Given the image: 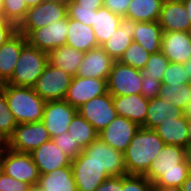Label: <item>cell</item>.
<instances>
[{
  "instance_id": "obj_33",
  "label": "cell",
  "mask_w": 191,
  "mask_h": 191,
  "mask_svg": "<svg viewBox=\"0 0 191 191\" xmlns=\"http://www.w3.org/2000/svg\"><path fill=\"white\" fill-rule=\"evenodd\" d=\"M158 96L160 98L167 99L174 106L185 111L191 102V83L187 85L180 83V85L175 86L161 84Z\"/></svg>"
},
{
  "instance_id": "obj_8",
  "label": "cell",
  "mask_w": 191,
  "mask_h": 191,
  "mask_svg": "<svg viewBox=\"0 0 191 191\" xmlns=\"http://www.w3.org/2000/svg\"><path fill=\"white\" fill-rule=\"evenodd\" d=\"M142 71L115 61L107 80V91L112 96L141 94Z\"/></svg>"
},
{
  "instance_id": "obj_58",
  "label": "cell",
  "mask_w": 191,
  "mask_h": 191,
  "mask_svg": "<svg viewBox=\"0 0 191 191\" xmlns=\"http://www.w3.org/2000/svg\"><path fill=\"white\" fill-rule=\"evenodd\" d=\"M63 3H65L66 5H69L71 3H76L77 0H61Z\"/></svg>"
},
{
  "instance_id": "obj_2",
  "label": "cell",
  "mask_w": 191,
  "mask_h": 191,
  "mask_svg": "<svg viewBox=\"0 0 191 191\" xmlns=\"http://www.w3.org/2000/svg\"><path fill=\"white\" fill-rule=\"evenodd\" d=\"M164 145L154 129L140 127L124 152L127 175H143Z\"/></svg>"
},
{
  "instance_id": "obj_25",
  "label": "cell",
  "mask_w": 191,
  "mask_h": 191,
  "mask_svg": "<svg viewBox=\"0 0 191 191\" xmlns=\"http://www.w3.org/2000/svg\"><path fill=\"white\" fill-rule=\"evenodd\" d=\"M66 45L84 53L99 47L92 26L71 18H68Z\"/></svg>"
},
{
  "instance_id": "obj_12",
  "label": "cell",
  "mask_w": 191,
  "mask_h": 191,
  "mask_svg": "<svg viewBox=\"0 0 191 191\" xmlns=\"http://www.w3.org/2000/svg\"><path fill=\"white\" fill-rule=\"evenodd\" d=\"M68 34V17L52 22L45 27L32 30L27 36V43L41 51L49 53L60 46L66 45Z\"/></svg>"
},
{
  "instance_id": "obj_30",
  "label": "cell",
  "mask_w": 191,
  "mask_h": 191,
  "mask_svg": "<svg viewBox=\"0 0 191 191\" xmlns=\"http://www.w3.org/2000/svg\"><path fill=\"white\" fill-rule=\"evenodd\" d=\"M121 18L120 15L114 14L104 6L95 10L92 29L98 46H101L115 33Z\"/></svg>"
},
{
  "instance_id": "obj_37",
  "label": "cell",
  "mask_w": 191,
  "mask_h": 191,
  "mask_svg": "<svg viewBox=\"0 0 191 191\" xmlns=\"http://www.w3.org/2000/svg\"><path fill=\"white\" fill-rule=\"evenodd\" d=\"M28 9L25 0H4L2 13L5 20L13 22L18 27L25 19Z\"/></svg>"
},
{
  "instance_id": "obj_14",
  "label": "cell",
  "mask_w": 191,
  "mask_h": 191,
  "mask_svg": "<svg viewBox=\"0 0 191 191\" xmlns=\"http://www.w3.org/2000/svg\"><path fill=\"white\" fill-rule=\"evenodd\" d=\"M107 92V80L74 76L70 82L64 100L72 107L80 106Z\"/></svg>"
},
{
  "instance_id": "obj_53",
  "label": "cell",
  "mask_w": 191,
  "mask_h": 191,
  "mask_svg": "<svg viewBox=\"0 0 191 191\" xmlns=\"http://www.w3.org/2000/svg\"><path fill=\"white\" fill-rule=\"evenodd\" d=\"M44 0H25L28 8L34 7L36 5H39L41 2H43Z\"/></svg>"
},
{
  "instance_id": "obj_57",
  "label": "cell",
  "mask_w": 191,
  "mask_h": 191,
  "mask_svg": "<svg viewBox=\"0 0 191 191\" xmlns=\"http://www.w3.org/2000/svg\"><path fill=\"white\" fill-rule=\"evenodd\" d=\"M4 173V163L3 160H0V177L3 175Z\"/></svg>"
},
{
  "instance_id": "obj_42",
  "label": "cell",
  "mask_w": 191,
  "mask_h": 191,
  "mask_svg": "<svg viewBox=\"0 0 191 191\" xmlns=\"http://www.w3.org/2000/svg\"><path fill=\"white\" fill-rule=\"evenodd\" d=\"M141 81H142L141 94L146 99H153L159 95L161 84H162L161 81L157 79H153V78H147V76L143 73H142Z\"/></svg>"
},
{
  "instance_id": "obj_36",
  "label": "cell",
  "mask_w": 191,
  "mask_h": 191,
  "mask_svg": "<svg viewBox=\"0 0 191 191\" xmlns=\"http://www.w3.org/2000/svg\"><path fill=\"white\" fill-rule=\"evenodd\" d=\"M169 63V59L161 51L153 53L150 55L142 72L147 76V78L157 79L162 82L164 72Z\"/></svg>"
},
{
  "instance_id": "obj_29",
  "label": "cell",
  "mask_w": 191,
  "mask_h": 191,
  "mask_svg": "<svg viewBox=\"0 0 191 191\" xmlns=\"http://www.w3.org/2000/svg\"><path fill=\"white\" fill-rule=\"evenodd\" d=\"M84 54V52L78 51L73 47L63 45L48 53V63L59 67L74 77L83 60Z\"/></svg>"
},
{
  "instance_id": "obj_51",
  "label": "cell",
  "mask_w": 191,
  "mask_h": 191,
  "mask_svg": "<svg viewBox=\"0 0 191 191\" xmlns=\"http://www.w3.org/2000/svg\"><path fill=\"white\" fill-rule=\"evenodd\" d=\"M154 191H182L181 187L169 186L163 188H154Z\"/></svg>"
},
{
  "instance_id": "obj_31",
  "label": "cell",
  "mask_w": 191,
  "mask_h": 191,
  "mask_svg": "<svg viewBox=\"0 0 191 191\" xmlns=\"http://www.w3.org/2000/svg\"><path fill=\"white\" fill-rule=\"evenodd\" d=\"M164 0H131L126 18L136 22L158 21Z\"/></svg>"
},
{
  "instance_id": "obj_11",
  "label": "cell",
  "mask_w": 191,
  "mask_h": 191,
  "mask_svg": "<svg viewBox=\"0 0 191 191\" xmlns=\"http://www.w3.org/2000/svg\"><path fill=\"white\" fill-rule=\"evenodd\" d=\"M71 168L77 191H95L104 180L111 177L100 165L89 161L83 152L71 161Z\"/></svg>"
},
{
  "instance_id": "obj_27",
  "label": "cell",
  "mask_w": 191,
  "mask_h": 191,
  "mask_svg": "<svg viewBox=\"0 0 191 191\" xmlns=\"http://www.w3.org/2000/svg\"><path fill=\"white\" fill-rule=\"evenodd\" d=\"M165 144L185 148L189 144L188 117L180 116L174 121L164 122L154 129Z\"/></svg>"
},
{
  "instance_id": "obj_60",
  "label": "cell",
  "mask_w": 191,
  "mask_h": 191,
  "mask_svg": "<svg viewBox=\"0 0 191 191\" xmlns=\"http://www.w3.org/2000/svg\"><path fill=\"white\" fill-rule=\"evenodd\" d=\"M3 1L4 0H0V8H2V6H3Z\"/></svg>"
},
{
  "instance_id": "obj_47",
  "label": "cell",
  "mask_w": 191,
  "mask_h": 191,
  "mask_svg": "<svg viewBox=\"0 0 191 191\" xmlns=\"http://www.w3.org/2000/svg\"><path fill=\"white\" fill-rule=\"evenodd\" d=\"M76 4L82 8L98 10L99 8L103 7V0H77Z\"/></svg>"
},
{
  "instance_id": "obj_3",
  "label": "cell",
  "mask_w": 191,
  "mask_h": 191,
  "mask_svg": "<svg viewBox=\"0 0 191 191\" xmlns=\"http://www.w3.org/2000/svg\"><path fill=\"white\" fill-rule=\"evenodd\" d=\"M0 89L4 92L10 111L19 123L40 122L46 101L32 87H18L3 83Z\"/></svg>"
},
{
  "instance_id": "obj_6",
  "label": "cell",
  "mask_w": 191,
  "mask_h": 191,
  "mask_svg": "<svg viewBox=\"0 0 191 191\" xmlns=\"http://www.w3.org/2000/svg\"><path fill=\"white\" fill-rule=\"evenodd\" d=\"M82 152L89 157V161L100 165L111 177L127 175L124 153L112 148L99 137Z\"/></svg>"
},
{
  "instance_id": "obj_41",
  "label": "cell",
  "mask_w": 191,
  "mask_h": 191,
  "mask_svg": "<svg viewBox=\"0 0 191 191\" xmlns=\"http://www.w3.org/2000/svg\"><path fill=\"white\" fill-rule=\"evenodd\" d=\"M94 12L95 10L82 8L76 3L67 5V17L78 20L87 26H93Z\"/></svg>"
},
{
  "instance_id": "obj_40",
  "label": "cell",
  "mask_w": 191,
  "mask_h": 191,
  "mask_svg": "<svg viewBox=\"0 0 191 191\" xmlns=\"http://www.w3.org/2000/svg\"><path fill=\"white\" fill-rule=\"evenodd\" d=\"M122 191H154V186L143 175H124L122 176Z\"/></svg>"
},
{
  "instance_id": "obj_49",
  "label": "cell",
  "mask_w": 191,
  "mask_h": 191,
  "mask_svg": "<svg viewBox=\"0 0 191 191\" xmlns=\"http://www.w3.org/2000/svg\"><path fill=\"white\" fill-rule=\"evenodd\" d=\"M184 156H185V161L189 167V171L191 172V143H189L184 148Z\"/></svg>"
},
{
  "instance_id": "obj_22",
  "label": "cell",
  "mask_w": 191,
  "mask_h": 191,
  "mask_svg": "<svg viewBox=\"0 0 191 191\" xmlns=\"http://www.w3.org/2000/svg\"><path fill=\"white\" fill-rule=\"evenodd\" d=\"M136 21L122 17L119 27L111 37L101 45V48L114 60L119 61L125 50L132 43Z\"/></svg>"
},
{
  "instance_id": "obj_28",
  "label": "cell",
  "mask_w": 191,
  "mask_h": 191,
  "mask_svg": "<svg viewBox=\"0 0 191 191\" xmlns=\"http://www.w3.org/2000/svg\"><path fill=\"white\" fill-rule=\"evenodd\" d=\"M162 35L163 30L158 21L137 22L132 40L153 54L161 51Z\"/></svg>"
},
{
  "instance_id": "obj_4",
  "label": "cell",
  "mask_w": 191,
  "mask_h": 191,
  "mask_svg": "<svg viewBox=\"0 0 191 191\" xmlns=\"http://www.w3.org/2000/svg\"><path fill=\"white\" fill-rule=\"evenodd\" d=\"M47 64L48 53L27 43L22 48L14 73L6 84L33 88Z\"/></svg>"
},
{
  "instance_id": "obj_39",
  "label": "cell",
  "mask_w": 191,
  "mask_h": 191,
  "mask_svg": "<svg viewBox=\"0 0 191 191\" xmlns=\"http://www.w3.org/2000/svg\"><path fill=\"white\" fill-rule=\"evenodd\" d=\"M54 143L59 149L72 161L81 152L82 148L77 144V141L71 137L69 132H63L62 134L52 138Z\"/></svg>"
},
{
  "instance_id": "obj_55",
  "label": "cell",
  "mask_w": 191,
  "mask_h": 191,
  "mask_svg": "<svg viewBox=\"0 0 191 191\" xmlns=\"http://www.w3.org/2000/svg\"><path fill=\"white\" fill-rule=\"evenodd\" d=\"M188 137L189 143H191V117H188Z\"/></svg>"
},
{
  "instance_id": "obj_23",
  "label": "cell",
  "mask_w": 191,
  "mask_h": 191,
  "mask_svg": "<svg viewBox=\"0 0 191 191\" xmlns=\"http://www.w3.org/2000/svg\"><path fill=\"white\" fill-rule=\"evenodd\" d=\"M185 111L174 106L167 99L159 96L149 99L145 124L142 126L147 129H155L164 122L174 121V119L184 116Z\"/></svg>"
},
{
  "instance_id": "obj_9",
  "label": "cell",
  "mask_w": 191,
  "mask_h": 191,
  "mask_svg": "<svg viewBox=\"0 0 191 191\" xmlns=\"http://www.w3.org/2000/svg\"><path fill=\"white\" fill-rule=\"evenodd\" d=\"M51 140L45 124L40 122L19 123L8 139L9 149L19 153H31L43 143Z\"/></svg>"
},
{
  "instance_id": "obj_43",
  "label": "cell",
  "mask_w": 191,
  "mask_h": 191,
  "mask_svg": "<svg viewBox=\"0 0 191 191\" xmlns=\"http://www.w3.org/2000/svg\"><path fill=\"white\" fill-rule=\"evenodd\" d=\"M33 188L24 182L16 180L11 176L3 175L0 177V191H32Z\"/></svg>"
},
{
  "instance_id": "obj_48",
  "label": "cell",
  "mask_w": 191,
  "mask_h": 191,
  "mask_svg": "<svg viewBox=\"0 0 191 191\" xmlns=\"http://www.w3.org/2000/svg\"><path fill=\"white\" fill-rule=\"evenodd\" d=\"M8 149V140L0 137V160H4V155Z\"/></svg>"
},
{
  "instance_id": "obj_44",
  "label": "cell",
  "mask_w": 191,
  "mask_h": 191,
  "mask_svg": "<svg viewBox=\"0 0 191 191\" xmlns=\"http://www.w3.org/2000/svg\"><path fill=\"white\" fill-rule=\"evenodd\" d=\"M131 0H103V6L114 14L126 17L127 9Z\"/></svg>"
},
{
  "instance_id": "obj_18",
  "label": "cell",
  "mask_w": 191,
  "mask_h": 191,
  "mask_svg": "<svg viewBox=\"0 0 191 191\" xmlns=\"http://www.w3.org/2000/svg\"><path fill=\"white\" fill-rule=\"evenodd\" d=\"M114 62L101 46H99L84 54L76 76L108 80Z\"/></svg>"
},
{
  "instance_id": "obj_5",
  "label": "cell",
  "mask_w": 191,
  "mask_h": 191,
  "mask_svg": "<svg viewBox=\"0 0 191 191\" xmlns=\"http://www.w3.org/2000/svg\"><path fill=\"white\" fill-rule=\"evenodd\" d=\"M67 16V5L61 0H44L28 9L25 19L18 26V32L25 37L34 29L50 25Z\"/></svg>"
},
{
  "instance_id": "obj_10",
  "label": "cell",
  "mask_w": 191,
  "mask_h": 191,
  "mask_svg": "<svg viewBox=\"0 0 191 191\" xmlns=\"http://www.w3.org/2000/svg\"><path fill=\"white\" fill-rule=\"evenodd\" d=\"M99 133L107 127L117 116L113 96L107 91L105 94L94 97L77 109Z\"/></svg>"
},
{
  "instance_id": "obj_1",
  "label": "cell",
  "mask_w": 191,
  "mask_h": 191,
  "mask_svg": "<svg viewBox=\"0 0 191 191\" xmlns=\"http://www.w3.org/2000/svg\"><path fill=\"white\" fill-rule=\"evenodd\" d=\"M189 172L184 148L165 144L143 176L153 184L154 188L181 187Z\"/></svg>"
},
{
  "instance_id": "obj_20",
  "label": "cell",
  "mask_w": 191,
  "mask_h": 191,
  "mask_svg": "<svg viewBox=\"0 0 191 191\" xmlns=\"http://www.w3.org/2000/svg\"><path fill=\"white\" fill-rule=\"evenodd\" d=\"M161 52L174 63H186L191 58V32H163Z\"/></svg>"
},
{
  "instance_id": "obj_35",
  "label": "cell",
  "mask_w": 191,
  "mask_h": 191,
  "mask_svg": "<svg viewBox=\"0 0 191 191\" xmlns=\"http://www.w3.org/2000/svg\"><path fill=\"white\" fill-rule=\"evenodd\" d=\"M13 113L8 107L4 92L0 89V137L9 139L17 126Z\"/></svg>"
},
{
  "instance_id": "obj_13",
  "label": "cell",
  "mask_w": 191,
  "mask_h": 191,
  "mask_svg": "<svg viewBox=\"0 0 191 191\" xmlns=\"http://www.w3.org/2000/svg\"><path fill=\"white\" fill-rule=\"evenodd\" d=\"M3 163L6 175L36 188L40 173L30 153H19L8 149Z\"/></svg>"
},
{
  "instance_id": "obj_15",
  "label": "cell",
  "mask_w": 191,
  "mask_h": 191,
  "mask_svg": "<svg viewBox=\"0 0 191 191\" xmlns=\"http://www.w3.org/2000/svg\"><path fill=\"white\" fill-rule=\"evenodd\" d=\"M77 113V109L65 100L47 101L42 122L45 124L51 139L63 132H68L69 125Z\"/></svg>"
},
{
  "instance_id": "obj_17",
  "label": "cell",
  "mask_w": 191,
  "mask_h": 191,
  "mask_svg": "<svg viewBox=\"0 0 191 191\" xmlns=\"http://www.w3.org/2000/svg\"><path fill=\"white\" fill-rule=\"evenodd\" d=\"M158 23L163 32H191L190 19L182 0H164Z\"/></svg>"
},
{
  "instance_id": "obj_54",
  "label": "cell",
  "mask_w": 191,
  "mask_h": 191,
  "mask_svg": "<svg viewBox=\"0 0 191 191\" xmlns=\"http://www.w3.org/2000/svg\"><path fill=\"white\" fill-rule=\"evenodd\" d=\"M184 67L186 68V74L189 75L191 79V58L186 63H184Z\"/></svg>"
},
{
  "instance_id": "obj_7",
  "label": "cell",
  "mask_w": 191,
  "mask_h": 191,
  "mask_svg": "<svg viewBox=\"0 0 191 191\" xmlns=\"http://www.w3.org/2000/svg\"><path fill=\"white\" fill-rule=\"evenodd\" d=\"M71 80L70 74L48 63L33 88L46 102L64 100Z\"/></svg>"
},
{
  "instance_id": "obj_24",
  "label": "cell",
  "mask_w": 191,
  "mask_h": 191,
  "mask_svg": "<svg viewBox=\"0 0 191 191\" xmlns=\"http://www.w3.org/2000/svg\"><path fill=\"white\" fill-rule=\"evenodd\" d=\"M26 44V37L17 32L0 47V82L2 84L11 78L20 52Z\"/></svg>"
},
{
  "instance_id": "obj_46",
  "label": "cell",
  "mask_w": 191,
  "mask_h": 191,
  "mask_svg": "<svg viewBox=\"0 0 191 191\" xmlns=\"http://www.w3.org/2000/svg\"><path fill=\"white\" fill-rule=\"evenodd\" d=\"M95 191H122V176L110 177L104 180Z\"/></svg>"
},
{
  "instance_id": "obj_21",
  "label": "cell",
  "mask_w": 191,
  "mask_h": 191,
  "mask_svg": "<svg viewBox=\"0 0 191 191\" xmlns=\"http://www.w3.org/2000/svg\"><path fill=\"white\" fill-rule=\"evenodd\" d=\"M113 104L118 116L125 117L140 127L145 124L149 99L142 94L113 96Z\"/></svg>"
},
{
  "instance_id": "obj_34",
  "label": "cell",
  "mask_w": 191,
  "mask_h": 191,
  "mask_svg": "<svg viewBox=\"0 0 191 191\" xmlns=\"http://www.w3.org/2000/svg\"><path fill=\"white\" fill-rule=\"evenodd\" d=\"M150 55L151 54L147 52L140 44L132 41L119 61L142 71L149 60Z\"/></svg>"
},
{
  "instance_id": "obj_19",
  "label": "cell",
  "mask_w": 191,
  "mask_h": 191,
  "mask_svg": "<svg viewBox=\"0 0 191 191\" xmlns=\"http://www.w3.org/2000/svg\"><path fill=\"white\" fill-rule=\"evenodd\" d=\"M30 154L40 175L71 165V160L58 148L52 139L34 149Z\"/></svg>"
},
{
  "instance_id": "obj_32",
  "label": "cell",
  "mask_w": 191,
  "mask_h": 191,
  "mask_svg": "<svg viewBox=\"0 0 191 191\" xmlns=\"http://www.w3.org/2000/svg\"><path fill=\"white\" fill-rule=\"evenodd\" d=\"M68 132L82 149L98 138V132L79 113L73 117Z\"/></svg>"
},
{
  "instance_id": "obj_56",
  "label": "cell",
  "mask_w": 191,
  "mask_h": 191,
  "mask_svg": "<svg viewBox=\"0 0 191 191\" xmlns=\"http://www.w3.org/2000/svg\"><path fill=\"white\" fill-rule=\"evenodd\" d=\"M185 115L191 117V102L188 105V108L185 110Z\"/></svg>"
},
{
  "instance_id": "obj_50",
  "label": "cell",
  "mask_w": 191,
  "mask_h": 191,
  "mask_svg": "<svg viewBox=\"0 0 191 191\" xmlns=\"http://www.w3.org/2000/svg\"><path fill=\"white\" fill-rule=\"evenodd\" d=\"M182 191H191V172L181 186Z\"/></svg>"
},
{
  "instance_id": "obj_59",
  "label": "cell",
  "mask_w": 191,
  "mask_h": 191,
  "mask_svg": "<svg viewBox=\"0 0 191 191\" xmlns=\"http://www.w3.org/2000/svg\"><path fill=\"white\" fill-rule=\"evenodd\" d=\"M4 16H3V13H2V8H0V23H2L4 21Z\"/></svg>"
},
{
  "instance_id": "obj_45",
  "label": "cell",
  "mask_w": 191,
  "mask_h": 191,
  "mask_svg": "<svg viewBox=\"0 0 191 191\" xmlns=\"http://www.w3.org/2000/svg\"><path fill=\"white\" fill-rule=\"evenodd\" d=\"M18 32V27L11 21L0 23V47Z\"/></svg>"
},
{
  "instance_id": "obj_52",
  "label": "cell",
  "mask_w": 191,
  "mask_h": 191,
  "mask_svg": "<svg viewBox=\"0 0 191 191\" xmlns=\"http://www.w3.org/2000/svg\"><path fill=\"white\" fill-rule=\"evenodd\" d=\"M182 1L186 7L187 12H188V16H189L190 24H191V0H182Z\"/></svg>"
},
{
  "instance_id": "obj_38",
  "label": "cell",
  "mask_w": 191,
  "mask_h": 191,
  "mask_svg": "<svg viewBox=\"0 0 191 191\" xmlns=\"http://www.w3.org/2000/svg\"><path fill=\"white\" fill-rule=\"evenodd\" d=\"M186 73L184 64L170 62L164 72L162 84H168L169 86L180 85V83L190 84L191 79Z\"/></svg>"
},
{
  "instance_id": "obj_26",
  "label": "cell",
  "mask_w": 191,
  "mask_h": 191,
  "mask_svg": "<svg viewBox=\"0 0 191 191\" xmlns=\"http://www.w3.org/2000/svg\"><path fill=\"white\" fill-rule=\"evenodd\" d=\"M36 188L39 191H77L71 165L40 175Z\"/></svg>"
},
{
  "instance_id": "obj_16",
  "label": "cell",
  "mask_w": 191,
  "mask_h": 191,
  "mask_svg": "<svg viewBox=\"0 0 191 191\" xmlns=\"http://www.w3.org/2000/svg\"><path fill=\"white\" fill-rule=\"evenodd\" d=\"M140 126L121 116L116 118L101 132L98 137L112 148L124 153Z\"/></svg>"
}]
</instances>
